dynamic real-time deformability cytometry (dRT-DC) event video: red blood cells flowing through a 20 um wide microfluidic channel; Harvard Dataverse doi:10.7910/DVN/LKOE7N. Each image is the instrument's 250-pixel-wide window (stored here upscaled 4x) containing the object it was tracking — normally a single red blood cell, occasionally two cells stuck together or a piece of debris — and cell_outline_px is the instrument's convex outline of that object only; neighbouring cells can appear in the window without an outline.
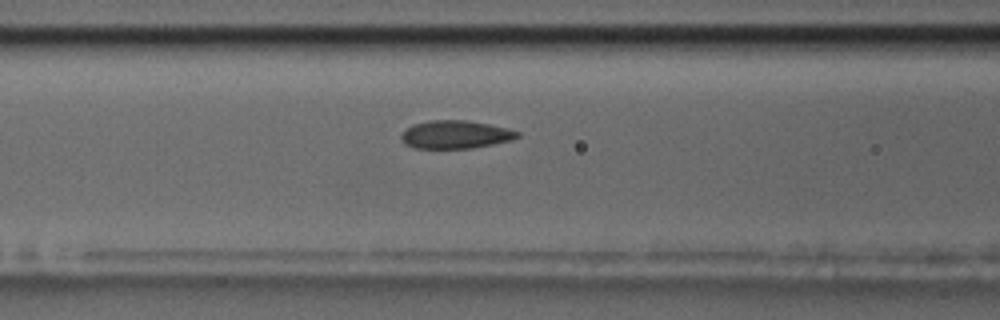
{"species": "common noctule bat (a hibernating species)", "species_latin": "Nyctalus noctula", "temperature_condition": "room temperature", "stored_images_in_passage": 38, "camera_frame_rate_fps": 3000, "um_per_image_px": 0.085, "animal": {"sex": "male", "body_mass_g": 17.5, "forearm_length_mm": 52.3}, "frame": {"image": 1, "passage_image": 6, "time_ms": 1.667, "image_size_px": [1000, 320], "cell_outline_px": [[520, 136], [512, 140], [472, 148], [416, 148], [404, 144], [400, 136], [412, 124], [428, 120], [468, 120], [508, 128], [520, 132]], "centroid_in_image_um": [38.72, 11.43], "position_along_channel_um": 127.9, "area_um2": 19.02}}
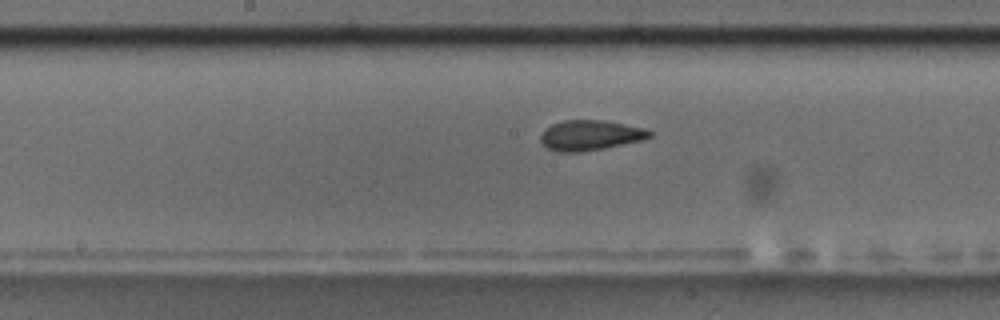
{"frame": {"image": 2, "passage_image": 12, "time_ms": 3.667, "image_size_px": [1000, 320], "cell_outline_px": [[652, 136], [640, 140], [604, 148], [580, 152], [556, 152], [548, 148], [540, 140], [540, 136], [544, 128], [552, 124], [564, 120], [604, 120], [644, 128], [652, 132]], "centroid_in_image_um": [50.13, 11.49], "position_along_channel_um": 198.1, "area_um2": 19.07}}
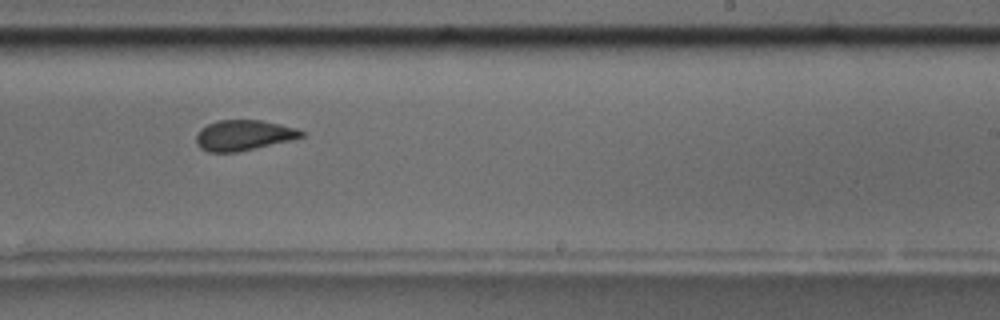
{"frame": {"image": 3, "passage_image": 18, "time_ms": 5.667, "image_size_px": [1000, 320], "cell_outline_px": [[304, 136], [292, 140], [236, 152], [208, 152], [200, 148], [196, 144], [196, 136], [200, 128], [216, 120], [260, 120], [280, 124], [296, 128], [304, 132]], "centroid_in_image_um": [20.68, 11.49], "position_along_channel_um": 268.3, "area_um2": 18.67}}